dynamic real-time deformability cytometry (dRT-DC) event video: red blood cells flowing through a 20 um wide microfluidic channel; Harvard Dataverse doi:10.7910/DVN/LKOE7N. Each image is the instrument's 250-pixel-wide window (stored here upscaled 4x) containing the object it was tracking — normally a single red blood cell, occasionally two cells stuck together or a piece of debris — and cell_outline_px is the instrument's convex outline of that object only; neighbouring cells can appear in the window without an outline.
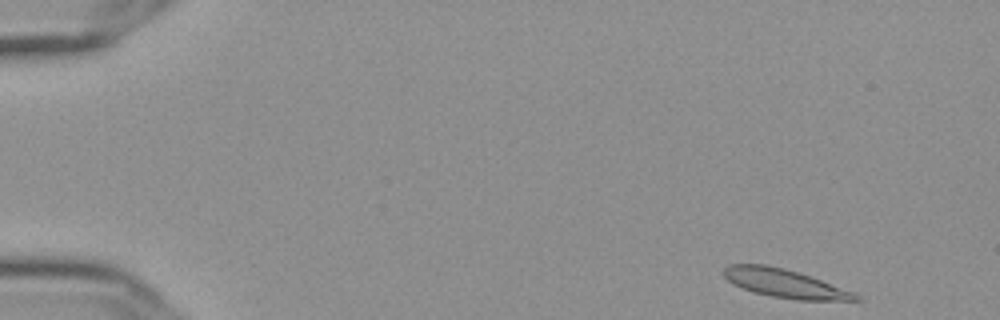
{"species": "Egyptian fruit bat (a non-hibernating species)", "species_latin": "Rousettus aegyptiacus", "temperature_condition": "cold", "stored_images_in_passage": 52, "camera_frame_rate_fps": 3000, "um_per_image_px": 0.085, "frame": {"image": 1, "passage_image": 1, "time_ms": 0.0, "image_size_px": [1000, 320], "cell_outline_px": [[864, 300], [796, 300], [772, 296], [752, 292], [732, 284], [724, 276], [724, 268], [728, 264], [764, 264], [784, 268], [812, 276], [852, 292], [860, 296]], "centroid_in_image_um": [66.68, 24.08], "position_along_channel_um": 18.3, "area_um2": 21.85}}
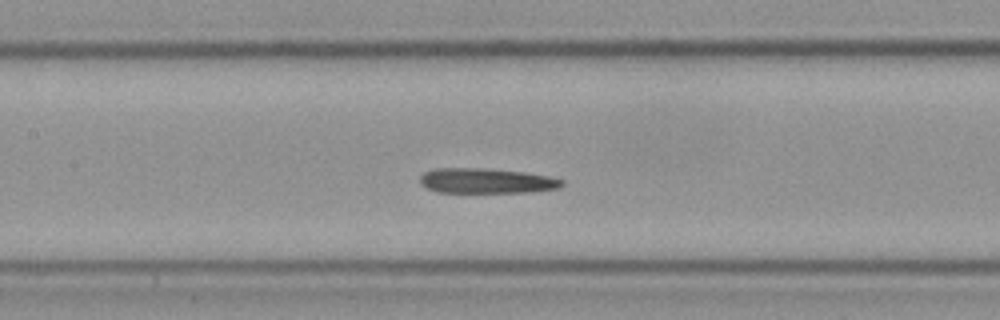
{"frame": {"image": 2, "passage_image": 23, "time_ms": 7.333, "image_size_px": [1000, 320], "cell_outline_px": [[564, 184], [560, 188], [532, 192], [436, 192], [420, 184], [420, 176], [424, 172], [436, 168], [480, 168], [524, 172], [548, 176], [564, 180]], "centroid_in_image_um": [41.35, 15.37], "position_along_channel_um": 166.0, "area_um2": 20.75}}
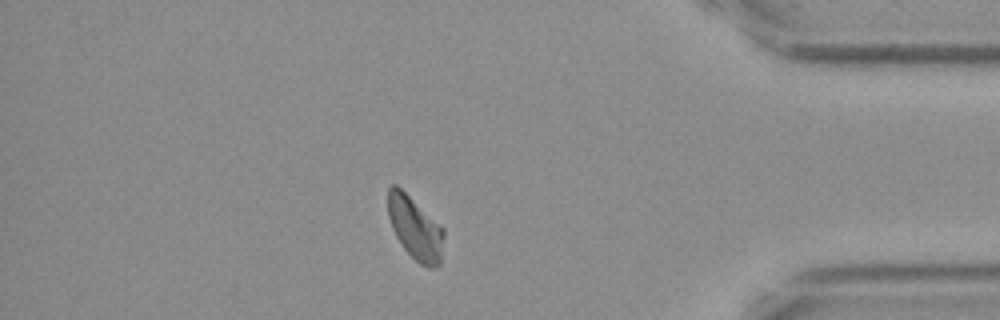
{"frame": {"image": 3, "passage_image": 45, "time_ms": 14.667, "image_size_px": [1000, 320], "cell_outline_px": [[444, 236], [440, 264], [432, 268], [428, 268], [420, 264], [404, 248], [396, 236], [392, 228], [388, 216], [388, 188], [392, 184], [396, 184], [440, 224], [444, 228]], "centroid_in_image_um": [35.29, 19.39], "position_along_channel_um": 399.9, "area_um2": 20.35}, "authors_computed_cell_mechanics": {"area_um2": 21.3282, "velocity_mm_per_s": 3.6143, "shape_relaxation_time_tau1_ms": null, "shape_relaxation_time_tau2_ms": 2.7141, "deformation_change_tau1": null, "deformation_change_tau2": 0.0766}}